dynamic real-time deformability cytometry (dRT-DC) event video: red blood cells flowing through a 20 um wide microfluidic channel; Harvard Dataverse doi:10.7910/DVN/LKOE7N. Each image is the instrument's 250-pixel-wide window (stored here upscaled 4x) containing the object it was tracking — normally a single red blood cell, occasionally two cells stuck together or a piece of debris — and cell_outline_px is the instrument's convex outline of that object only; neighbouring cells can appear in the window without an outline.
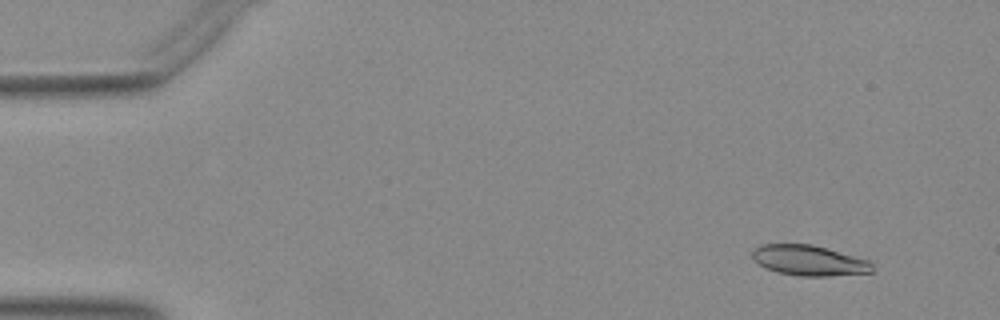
{"species": "Egyptian fruit bat (a non-hibernating species)", "species_latin": "Rousettus aegyptiacus", "temperature_condition": "warm", "stored_images_in_passage": 47, "camera_frame_rate_fps": 3000, "um_per_image_px": 0.085, "animal": {"sex": "female"}, "frame": {"image": 1, "passage_image": 5, "time_ms": 1.333, "image_size_px": [1000, 320], "cell_outline_px": [[872, 272], [828, 276], [800, 276], [776, 272], [752, 260], [752, 252], [760, 244], [812, 244], [868, 260], [872, 264]], "centroid_in_image_um": [68.74, 22.14], "position_along_channel_um": 16.3, "area_um2": 21.04}}
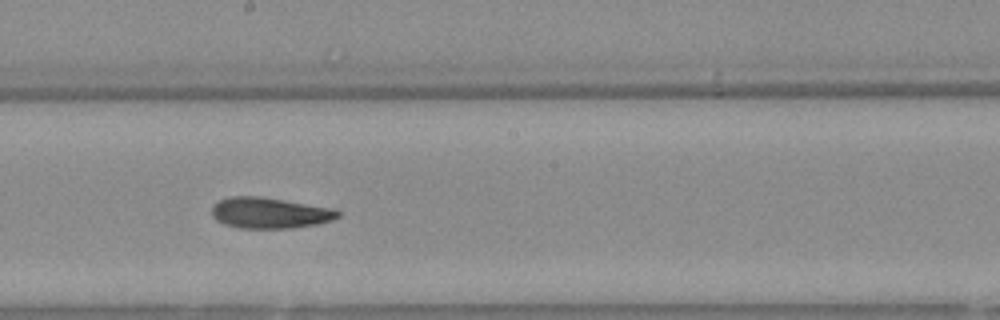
{"frame": {"image": 2, "passage_image": 29, "time_ms": 9.333, "image_size_px": [1000, 320], "cell_outline_px": [[340, 216], [332, 220], [316, 224], [292, 228], [240, 228], [224, 224], [216, 220], [212, 216], [212, 208], [220, 200], [232, 196], [260, 196], [336, 208], [340, 212]], "centroid_in_image_um": [22.96, 18.09], "position_along_channel_um": 225.2, "area_um2": 22.77}}
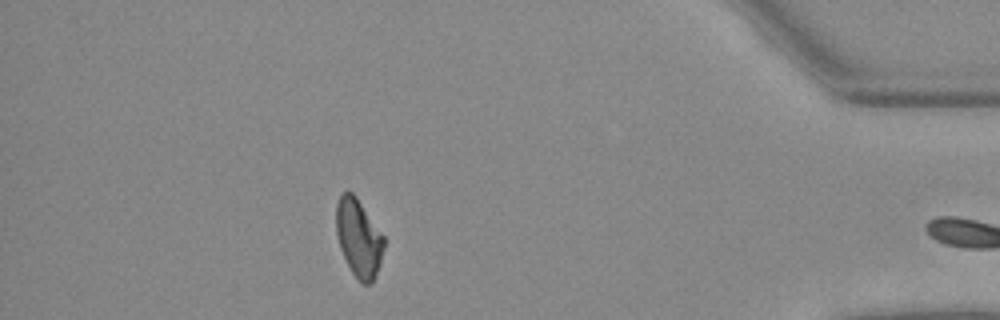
{"frame": {"image": 3, "passage_image": 46, "time_ms": 15.0, "image_size_px": [1000, 320], "cell_outline_px": [[384, 248], [380, 264], [376, 276], [372, 284], [360, 284], [352, 272], [340, 248], [336, 232], [336, 204], [340, 192], [352, 192], [356, 196], [384, 236]], "centroid_in_image_um": [30.49, 20.24], "position_along_channel_um": 404.7, "area_um2": 21.79}}